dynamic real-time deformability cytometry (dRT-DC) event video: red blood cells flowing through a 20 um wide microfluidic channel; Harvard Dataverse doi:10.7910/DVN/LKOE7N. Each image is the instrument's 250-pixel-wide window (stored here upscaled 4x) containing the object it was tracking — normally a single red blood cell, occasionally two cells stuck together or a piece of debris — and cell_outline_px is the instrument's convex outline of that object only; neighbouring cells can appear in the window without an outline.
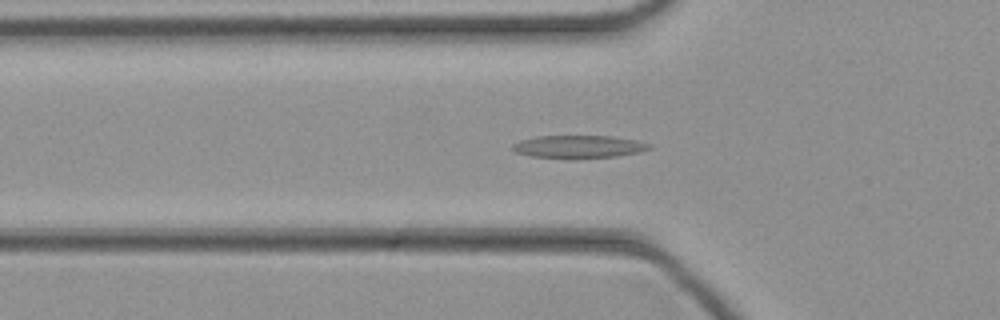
{"species": "common noctule bat (a hibernating species)", "species_latin": "Nyctalus noctula", "temperature_condition": "cold", "stored_images_in_passage": 45, "camera_frame_rate_fps": 3000, "um_per_image_px": 0.085, "animal": {"sex": "female", "body_mass_g": 21.9}, "frame": {"image": 1, "passage_image": 15, "time_ms": 4.667, "image_size_px": [1000, 320], "cell_outline_px": [[652, 148], [640, 152], [616, 156], [572, 160], [532, 156], [516, 152], [512, 148], [512, 144], [520, 140], [536, 136], [612, 136], [636, 140], [652, 144]], "centroid_in_image_um": [49.2, 12.48], "position_along_channel_um": 76.6, "area_um2": 18.55}}
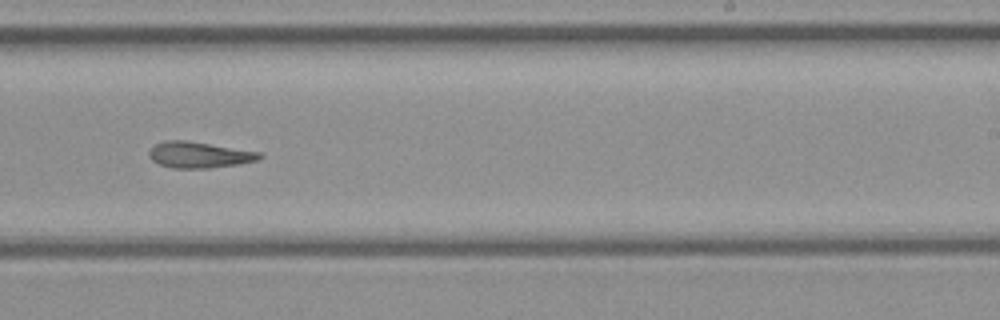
{"frame": {"image": 2, "passage_image": 28, "time_ms": 9.0, "image_size_px": [1000, 320], "cell_outline_px": [[264, 156], [260, 160], [240, 164], [208, 168], [172, 168], [160, 164], [152, 160], [148, 156], [148, 152], [156, 144], [164, 140], [188, 140], [260, 152]], "centroid_in_image_um": [16.95, 13.16], "position_along_channel_um": 272.0, "area_um2": 16.94}}
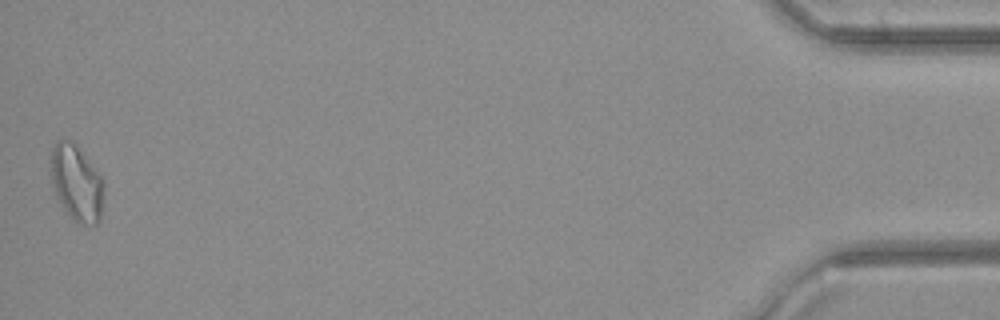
{"frame": {"image": 3, "passage_image": 45, "time_ms": 14.667, "image_size_px": [1000, 320], "cell_outline_px": [[104, 196], [100, 220], [96, 224], [76, 224], [72, 220], [56, 196], [52, 184], [52, 148], [56, 140], [72, 140], [76, 144], [92, 164], [100, 176], [104, 184]], "centroid_in_image_um": [6.53, 15.58], "position_along_channel_um": 428.7, "area_um2": 23.47}}